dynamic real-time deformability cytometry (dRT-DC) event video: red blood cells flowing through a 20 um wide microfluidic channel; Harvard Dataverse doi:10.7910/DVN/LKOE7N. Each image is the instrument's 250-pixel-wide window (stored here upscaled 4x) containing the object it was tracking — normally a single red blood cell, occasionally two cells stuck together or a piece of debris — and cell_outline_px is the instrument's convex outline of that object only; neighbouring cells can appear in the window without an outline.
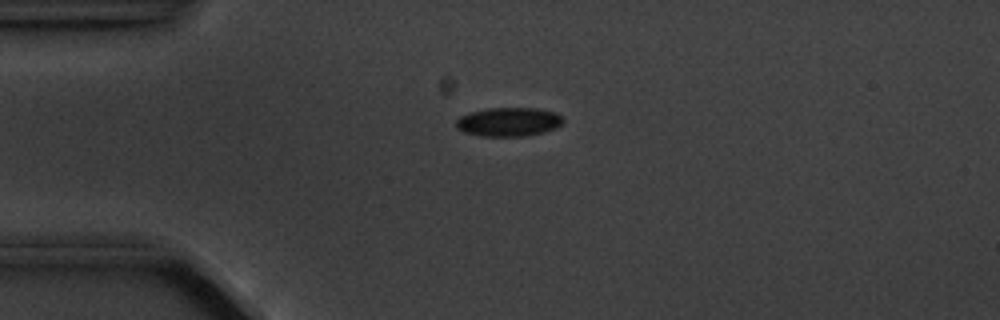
{"species": "common noctule bat (a hibernating species)", "species_latin": "Nyctalus noctula", "temperature_condition": "cold", "stored_images_in_passage": 5, "camera_frame_rate_fps": 3000, "um_per_image_px": 0.085, "animal": {"sex": "male", "body_mass_g": 20.1, "forearm_length_mm": 53.5}, "frame": {"image": 1, "passage_image": 2, "time_ms": 1.0, "image_size_px": [1000, 320], "cell_outline_px": [[564, 120], [556, 128], [544, 132], [524, 136], [480, 136], [464, 132], [456, 128], [456, 120], [460, 116], [472, 112], [488, 108], [536, 108], [556, 112]], "centroid_in_image_um": [43.23, 10.36], "position_along_channel_um": 41.8, "area_um2": 17.98}}